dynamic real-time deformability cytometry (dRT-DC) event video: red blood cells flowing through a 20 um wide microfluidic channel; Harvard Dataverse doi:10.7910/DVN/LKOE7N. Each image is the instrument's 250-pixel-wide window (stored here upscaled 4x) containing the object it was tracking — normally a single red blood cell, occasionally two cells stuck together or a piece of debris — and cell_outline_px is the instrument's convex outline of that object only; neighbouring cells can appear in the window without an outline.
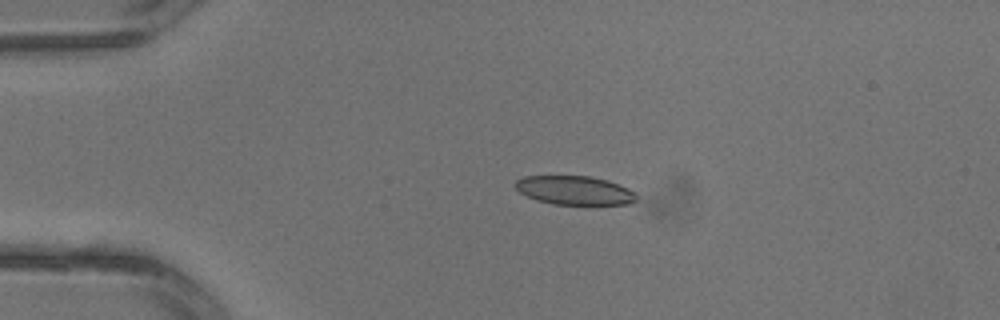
{"species": "common noctule bat (a hibernating species)", "species_latin": "Nyctalus noctula", "temperature_condition": "warm", "stored_images_in_passage": 2, "camera_frame_rate_fps": 3000, "um_per_image_px": 0.085, "animal": {"sex": "male", "body_mass_g": 13.3}, "frame": {"image": 1, "passage_image": 2, "time_ms": 0.333, "image_size_px": [1000, 320], "cell_outline_px": [[636, 200], [628, 204], [588, 208], [552, 204], [536, 200], [520, 192], [516, 188], [516, 180], [524, 176], [588, 176], [608, 180], [628, 188], [636, 192]], "centroid_in_image_um": [48.91, 16.24], "position_along_channel_um": 36.1, "area_um2": 21.33}}